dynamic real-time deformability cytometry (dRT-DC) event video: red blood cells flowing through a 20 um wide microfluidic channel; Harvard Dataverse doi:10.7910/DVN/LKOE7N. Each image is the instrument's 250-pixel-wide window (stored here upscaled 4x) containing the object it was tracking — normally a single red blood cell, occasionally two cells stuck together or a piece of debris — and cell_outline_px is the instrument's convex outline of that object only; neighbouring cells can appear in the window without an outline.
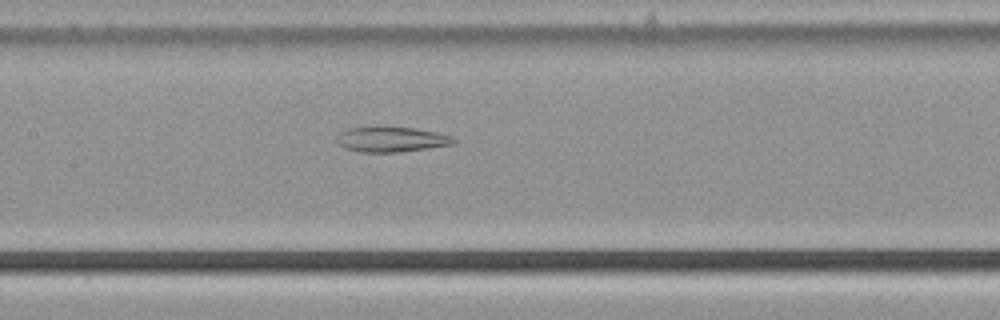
{"species": "common noctule bat (a hibernating species)", "species_latin": "Nyctalus noctula", "temperature_condition": "cold", "stored_images_in_passage": 47, "camera_frame_rate_fps": 3000, "um_per_image_px": 0.085, "animal": {"sex": "male", "body_mass_g": 21.5, "forearm_length_mm": 52.0}, "frame": {"image": 1, "passage_image": 26, "time_ms": 8.333, "image_size_px": [1000, 320], "cell_outline_px": [[456, 144], [400, 152], [360, 152], [344, 148], [336, 144], [336, 136], [340, 132], [348, 128], [416, 128], [436, 132], [452, 136], [456, 140]], "centroid_in_image_um": [33.26, 11.87], "position_along_channel_um": 174.1, "area_um2": 17.05}}
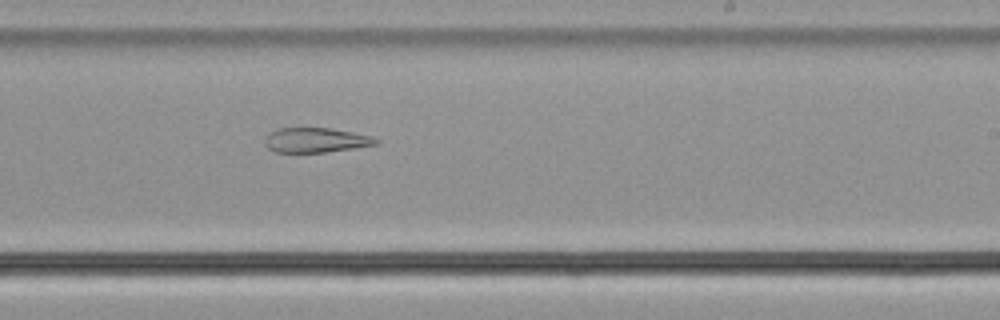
{"frame": {"image": 2, "passage_image": 33, "time_ms": 10.667, "image_size_px": [1000, 320], "cell_outline_px": [[380, 144], [324, 152], [276, 152], [268, 148], [264, 144], [264, 140], [268, 132], [276, 128], [328, 128], [352, 132], [372, 136], [380, 140]], "centroid_in_image_um": [26.82, 11.9], "position_along_channel_um": 262.2, "area_um2": 16.07}}
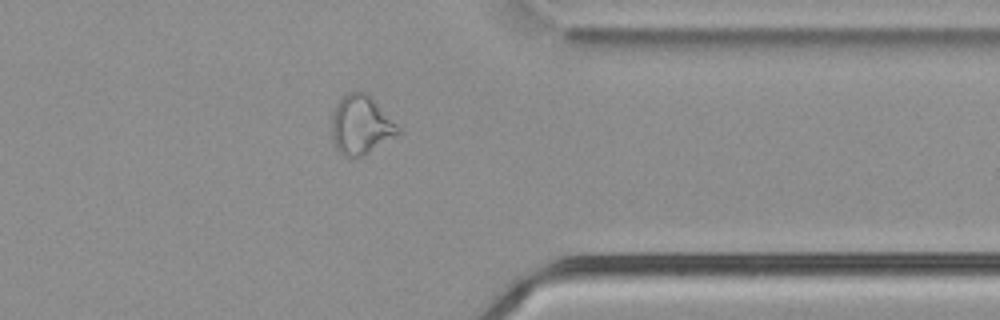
{"frame": {"image": 3, "passage_image": 43, "time_ms": 14.0, "image_size_px": [1000, 320], "cell_outline_px": [[400, 132], [396, 136], [364, 156], [344, 156], [336, 148], [332, 140], [332, 108], [348, 92], [364, 92], [400, 128]], "centroid_in_image_um": [30.64, 10.66], "position_along_channel_um": 380.8, "area_um2": 22.31}}